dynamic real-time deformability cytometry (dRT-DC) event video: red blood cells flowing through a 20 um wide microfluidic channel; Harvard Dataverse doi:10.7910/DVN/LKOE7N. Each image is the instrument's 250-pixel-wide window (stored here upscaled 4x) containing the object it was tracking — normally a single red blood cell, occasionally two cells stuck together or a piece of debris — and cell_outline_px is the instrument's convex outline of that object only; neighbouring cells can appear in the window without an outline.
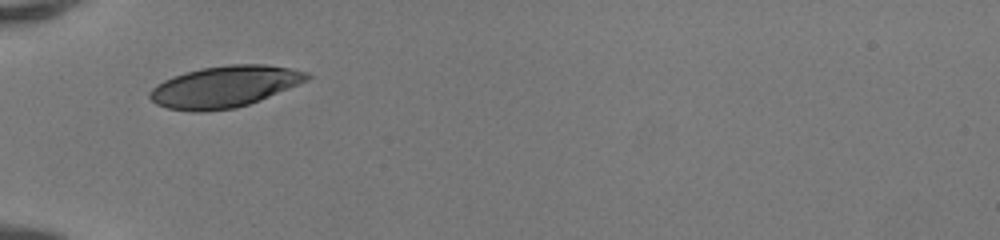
{"species": "human", "species_latin": "Homo sapiens", "temperature_condition": "room temperature", "stored_images_in_passage": 28, "camera_frame_rate_fps": 3000, "um_per_image_px": 0.085, "donor": {"sex": "female"}, "frame": {"image": 1, "passage_image": 1, "time_ms": 0.0, "image_size_px": [1000, 240], "cell_outline_px": [[312, 76], [308, 80], [260, 100], [236, 108], [204, 112], [192, 112], [168, 108], [156, 104], [148, 96], [148, 92], [152, 88], [164, 80], [200, 68], [228, 64], [264, 64], [288, 68], [308, 72]], "centroid_in_image_um": [19.08, 7.37], "position_along_channel_um": 65.9, "area_um2": 37.86}}
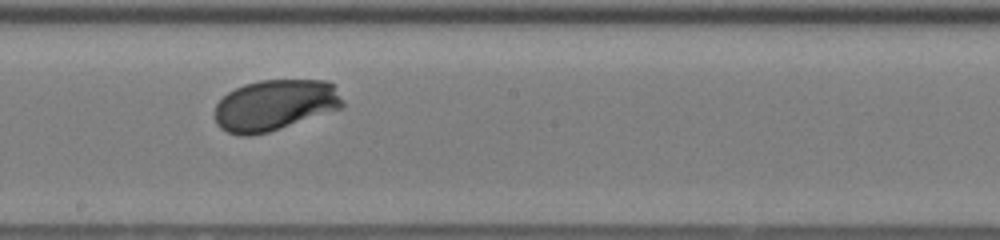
{"frame": {"image": 2, "passage_image": 13, "time_ms": 4.0, "image_size_px": [1000, 240], "cell_outline_px": [[344, 108], [268, 132], [252, 136], [240, 136], [228, 132], [220, 128], [216, 124], [216, 104], [228, 92], [244, 84], [260, 80], [328, 80], [332, 84], [344, 100]], "centroid_in_image_um": [23.39, 8.94], "position_along_channel_um": 224.8, "area_um2": 38.15}}
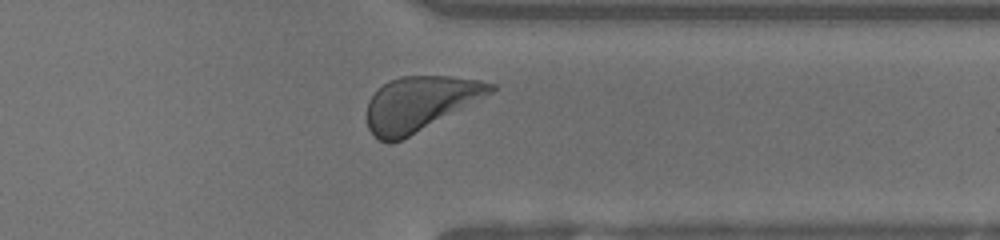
{"frame": {"image": 3, "passage_image": 24, "time_ms": 7.667, "image_size_px": [1000, 240], "cell_outline_px": [[496, 88], [492, 92], [408, 136], [392, 144], [388, 144], [380, 140], [368, 128], [368, 100], [388, 80], [400, 76], [452, 76], [480, 80], [496, 84]], "centroid_in_image_um": [35.67, 8.78], "position_along_channel_um": 375.7, "area_um2": 38.38}, "authors_computed_cell_mechanics": {"area_um2": 38.1191, "velocity_mm_per_s": 4.116, "shape_relaxation_time_tau1_ms": 1.5233, "shape_relaxation_time_tau2_ms": 3.2998, "deformation_change_tau1": 0.1209, "deformation_change_tau2": 0.079}}